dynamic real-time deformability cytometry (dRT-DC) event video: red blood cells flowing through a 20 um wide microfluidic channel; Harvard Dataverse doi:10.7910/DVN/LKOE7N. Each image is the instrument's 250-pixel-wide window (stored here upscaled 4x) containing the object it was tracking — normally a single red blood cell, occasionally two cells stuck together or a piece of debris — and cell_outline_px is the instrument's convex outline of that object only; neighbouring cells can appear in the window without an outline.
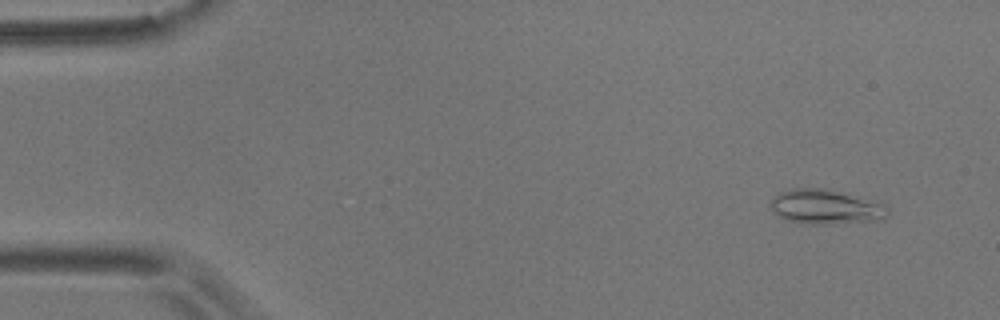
{"species": "common noctule bat (a hibernating species)", "species_latin": "Nyctalus noctula", "temperature_condition": "room temperature", "stored_images_in_passage": 6, "camera_frame_rate_fps": 3000, "um_per_image_px": 0.085, "animal": {"sex": "male", "body_mass_g": 17.9}, "frame": {"image": 1, "passage_image": 2, "time_ms": 1.0, "image_size_px": [1000, 320], "cell_outline_px": [[892, 208], [888, 216], [884, 220], [836, 224], [808, 224], [784, 220], [776, 216], [772, 212], [772, 196], [780, 192], [792, 188], [820, 188], [884, 200]], "centroid_in_image_um": [70.33, 17.59], "position_along_channel_um": 14.7, "area_um2": 24.8}}